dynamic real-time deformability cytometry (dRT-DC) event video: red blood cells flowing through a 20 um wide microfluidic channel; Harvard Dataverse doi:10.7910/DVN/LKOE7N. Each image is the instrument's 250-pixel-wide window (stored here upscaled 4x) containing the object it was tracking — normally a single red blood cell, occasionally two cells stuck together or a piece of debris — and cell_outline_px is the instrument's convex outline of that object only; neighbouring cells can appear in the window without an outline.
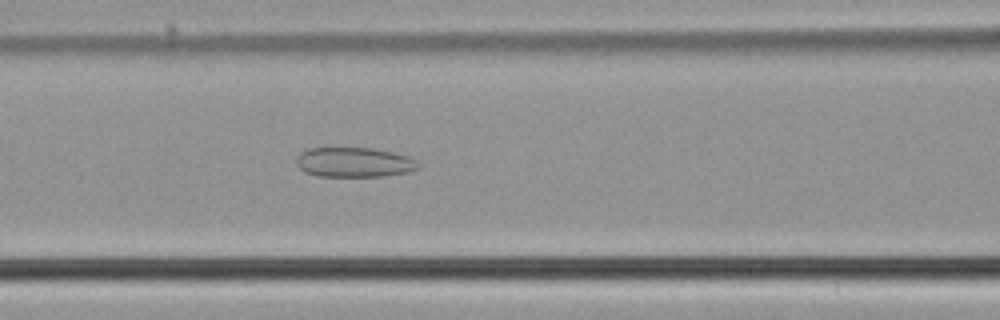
{"species": "common noctule bat (a hibernating species)", "species_latin": "Nyctalus noctula", "temperature_condition": "cold", "stored_images_in_passage": 54, "camera_frame_rate_fps": 3000, "um_per_image_px": 0.085, "animal": {"sex": "male", "body_mass_g": 21.5, "forearm_length_mm": 52.0}, "frame": {"image": 1, "passage_image": 23, "time_ms": 7.333, "image_size_px": [1000, 320], "cell_outline_px": [[420, 168], [408, 172], [384, 176], [316, 176], [304, 172], [296, 164], [296, 160], [300, 152], [308, 148], [372, 148], [392, 152], [408, 156], [416, 160], [420, 164]], "centroid_in_image_um": [30.11, 13.79], "position_along_channel_um": 136.5, "area_um2": 21.27}}
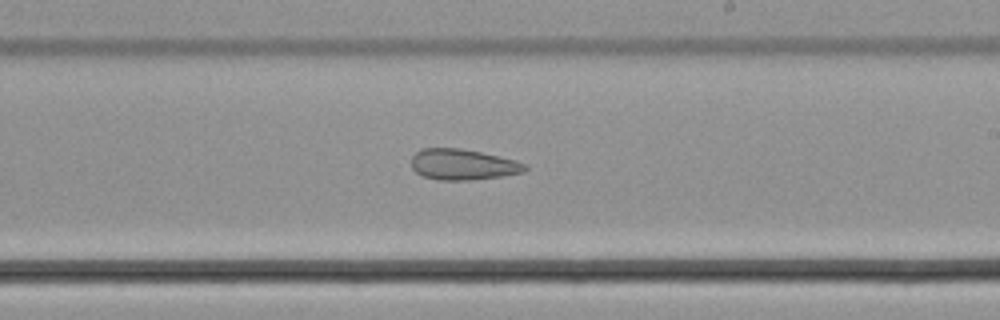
{"frame": {"image": 2, "passage_image": 32, "time_ms": 10.333, "image_size_px": [1000, 320], "cell_outline_px": [[528, 168], [524, 172], [500, 176], [472, 180], [436, 180], [424, 176], [416, 172], [412, 168], [412, 156], [416, 152], [424, 148], [460, 148], [480, 152], [516, 160], [528, 164]], "centroid_in_image_um": [39.36, 13.98], "position_along_channel_um": 249.6, "area_um2": 20.4}}
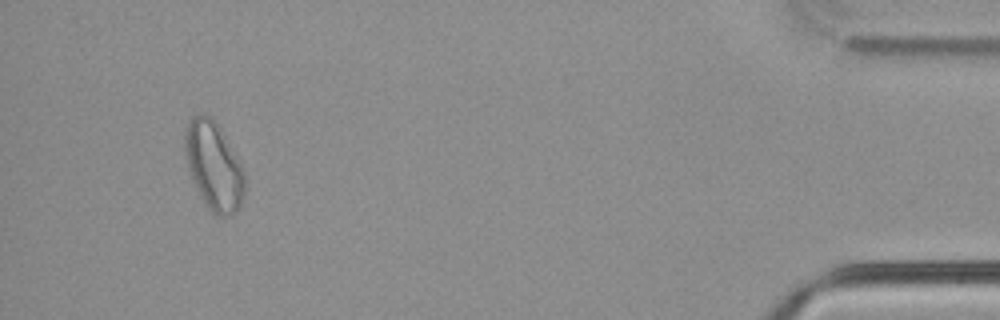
{"frame": {"image": 3, "passage_image": 51, "time_ms": 16.667, "image_size_px": [1000, 320], "cell_outline_px": [[244, 196], [240, 208], [236, 212], [224, 216], [216, 216], [204, 204], [200, 196], [188, 168], [184, 148], [184, 128], [188, 120], [192, 116], [208, 116], [216, 120], [244, 168]], "centroid_in_image_um": [18.17, 14.1], "position_along_channel_um": 417.0, "area_um2": 30.92}, "authors_computed_cell_mechanics": {"area_um2": 26.2701, "velocity_mm_per_s": 3.7786, "shape_relaxation_time_tau1_ms": null, "shape_relaxation_time_tau2_ms": 4.9303, "deformation_change_tau1": null, "deformation_change_tau2": 0.1332}}